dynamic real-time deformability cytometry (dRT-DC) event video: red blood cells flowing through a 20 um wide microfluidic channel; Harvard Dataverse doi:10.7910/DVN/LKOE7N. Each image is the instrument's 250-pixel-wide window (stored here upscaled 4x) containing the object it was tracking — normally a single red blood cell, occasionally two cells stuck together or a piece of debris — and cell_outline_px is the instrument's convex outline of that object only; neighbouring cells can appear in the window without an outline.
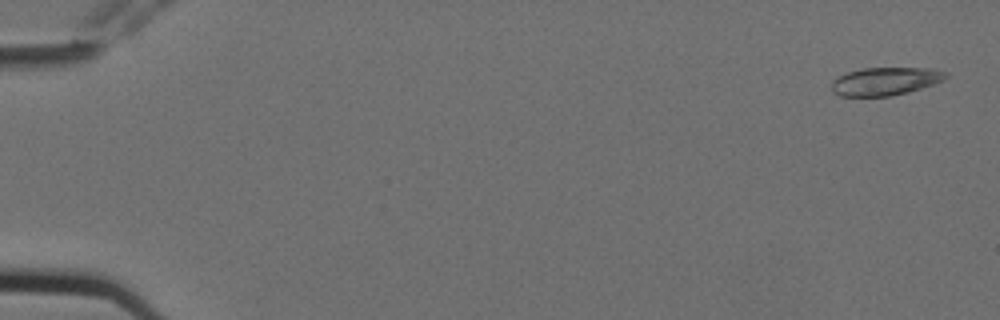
{"species": "Egyptian fruit bat (a non-hibernating species)", "species_latin": "Rousettus aegyptiacus", "temperature_condition": "cold", "stored_images_in_passage": 7, "camera_frame_rate_fps": 3000, "um_per_image_px": 0.085, "animal": {"sex": "female"}, "frame": {"image": 1, "passage_image": 1, "time_ms": 0.0, "image_size_px": [1000, 320], "cell_outline_px": [[948, 76], [944, 80], [908, 92], [888, 96], [840, 96], [832, 92], [832, 80], [848, 72], [860, 68], [932, 68], [948, 72]], "centroid_in_image_um": [75.25, 6.9], "position_along_channel_um": 9.7, "area_um2": 18.61}}
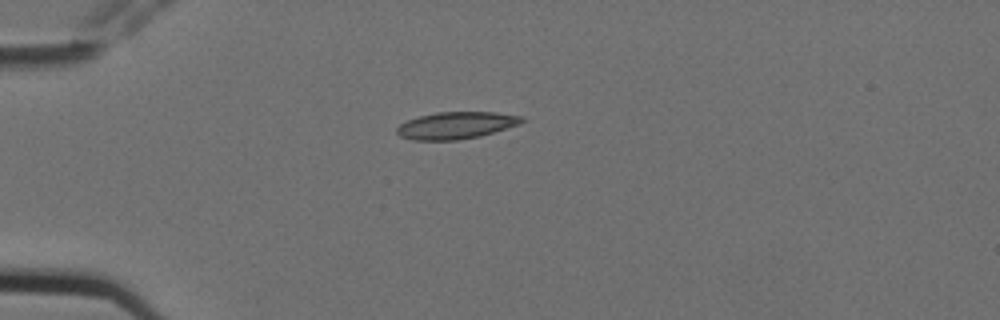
{"frame": {"image": 2, "passage_image": 5, "time_ms": 1.333, "image_size_px": [1000, 320], "cell_outline_px": [[524, 120], [520, 124], [480, 136], [456, 140], [412, 140], [400, 136], [396, 132], [396, 128], [400, 124], [408, 120], [420, 116], [436, 112], [496, 112], [524, 116]], "centroid_in_image_um": [38.77, 10.65], "position_along_channel_um": 46.2, "area_um2": 19.65}}
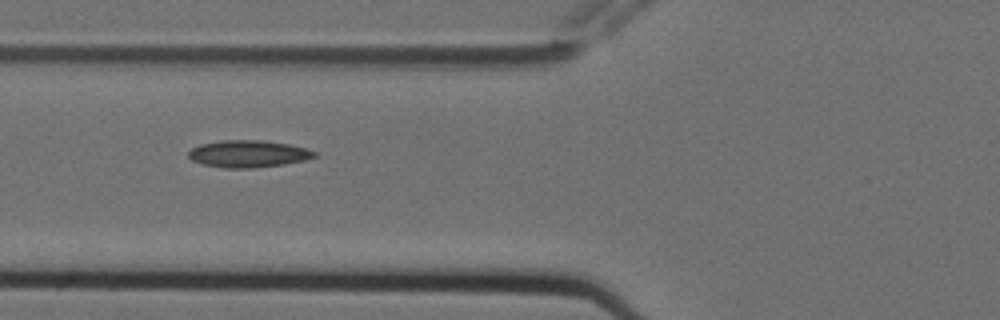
{"frame": {"image": 3, "passage_image": 7, "time_ms": 2.0, "image_size_px": [1000, 320], "cell_outline_px": [[320, 156], [304, 160], [284, 164], [252, 168], [224, 168], [204, 164], [192, 160], [188, 156], [188, 152], [192, 148], [200, 144], [220, 140], [264, 140], [288, 144], [304, 148], [316, 152]], "centroid_in_image_um": [21.11, 13.07], "position_along_channel_um": 104.7, "area_um2": 19.88}}